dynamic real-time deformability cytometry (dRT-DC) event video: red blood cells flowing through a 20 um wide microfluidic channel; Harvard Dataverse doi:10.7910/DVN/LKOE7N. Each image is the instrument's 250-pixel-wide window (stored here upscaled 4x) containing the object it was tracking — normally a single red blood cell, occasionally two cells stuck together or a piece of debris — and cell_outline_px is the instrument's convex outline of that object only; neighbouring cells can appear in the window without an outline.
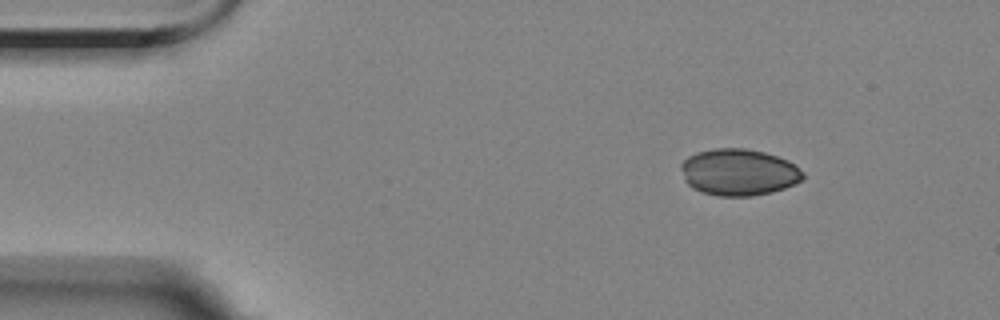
{"species": "Egyptian fruit bat (a non-hibernating species)", "species_latin": "Rousettus aegyptiacus", "temperature_condition": "room temperature", "stored_images_in_passage": 5, "camera_frame_rate_fps": 3000, "um_per_image_px": 0.085, "animal": {"sex": "female"}, "frame": {"image": 1, "passage_image": 1, "time_ms": 0.0, "image_size_px": [1000, 320], "cell_outline_px": [[804, 180], [796, 184], [772, 192], [752, 196], [716, 196], [700, 192], [692, 188], [684, 180], [680, 168], [680, 164], [688, 156], [700, 152], [716, 148], [744, 148], [764, 152], [788, 160], [796, 164], [804, 172]], "centroid_in_image_um": [62.81, 14.65], "position_along_channel_um": 22.2, "area_um2": 33.52}}
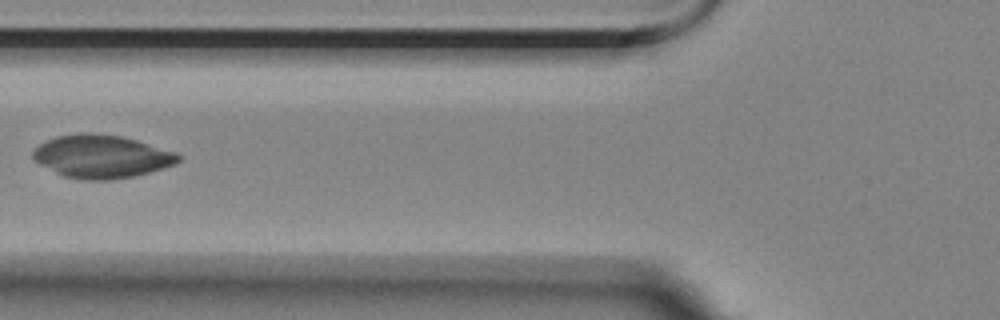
{"frame": {"image": 2, "passage_image": 5, "time_ms": 4.667, "image_size_px": [1000, 320], "cell_outline_px": [[184, 156], [176, 164], [164, 168], [132, 176], [112, 180], [84, 180], [64, 176], [32, 160], [32, 148], [44, 140], [56, 136], [80, 132], [88, 132], [120, 136], [136, 140], [176, 152]], "centroid_in_image_um": [8.6, 13.29], "position_along_channel_um": 117.2, "area_um2": 36.76}}